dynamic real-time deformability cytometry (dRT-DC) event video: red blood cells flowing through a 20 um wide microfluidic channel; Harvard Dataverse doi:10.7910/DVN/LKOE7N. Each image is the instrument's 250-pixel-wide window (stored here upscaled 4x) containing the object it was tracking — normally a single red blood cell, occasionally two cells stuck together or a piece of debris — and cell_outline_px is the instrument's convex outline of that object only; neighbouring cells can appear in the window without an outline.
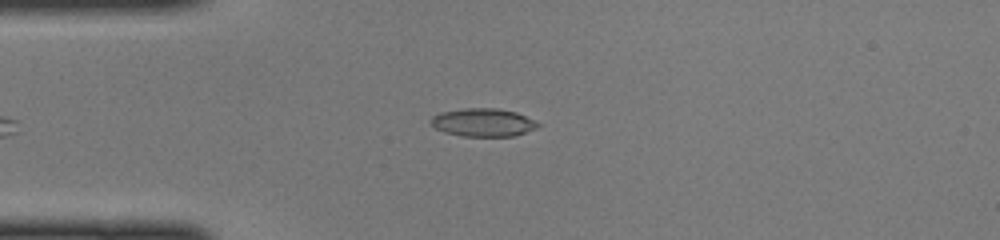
{"species": "common noctule bat (a hibernating species)", "species_latin": "Nyctalus noctula", "temperature_condition": "cold", "stored_images_in_passage": 34, "camera_frame_rate_fps": 3000, "um_per_image_px": 0.085, "animal": {"sex": "female", "body_mass_g": 22.0, "forearm_length_mm": 56.7}, "frame": {"image": 1, "passage_image": 2, "time_ms": 0.333, "image_size_px": [1000, 240], "cell_outline_px": [[540, 124], [536, 128], [512, 136], [460, 136], [444, 132], [436, 128], [428, 120], [432, 116], [440, 112], [464, 108], [496, 108], [516, 112]], "centroid_in_image_um": [41.0, 10.4], "position_along_channel_um": 44.0, "area_um2": 17.4}}
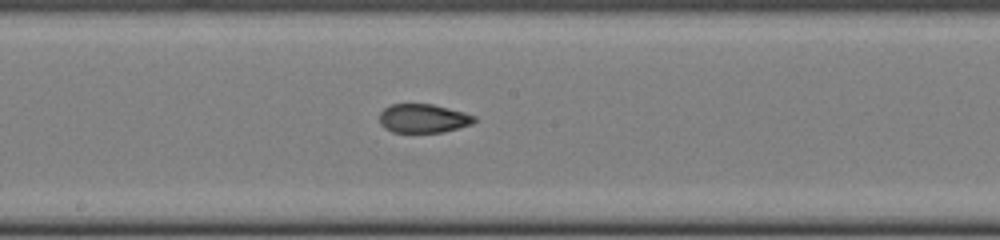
{"frame": {"image": 2, "passage_image": 15, "time_ms": 4.667, "image_size_px": [1000, 240], "cell_outline_px": [[476, 120], [472, 124], [444, 132], [392, 132], [384, 128], [380, 124], [380, 112], [384, 108], [392, 104], [432, 104], [464, 112], [476, 116]], "centroid_in_image_um": [35.98, 10.06], "position_along_channel_um": 212.2, "area_um2": 15.95}}
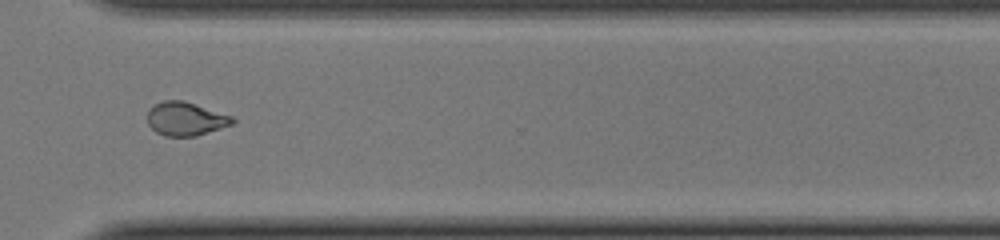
{"frame": {"image": 3, "passage_image": 25, "time_ms": 8.0, "image_size_px": [1000, 240], "cell_outline_px": [[236, 120], [232, 124], [196, 136], [164, 136], [156, 132], [148, 124], [148, 112], [156, 104], [164, 100], [184, 100], [232, 116]], "centroid_in_image_um": [15.78, 10.1], "position_along_channel_um": 354.8, "area_um2": 16.47}}